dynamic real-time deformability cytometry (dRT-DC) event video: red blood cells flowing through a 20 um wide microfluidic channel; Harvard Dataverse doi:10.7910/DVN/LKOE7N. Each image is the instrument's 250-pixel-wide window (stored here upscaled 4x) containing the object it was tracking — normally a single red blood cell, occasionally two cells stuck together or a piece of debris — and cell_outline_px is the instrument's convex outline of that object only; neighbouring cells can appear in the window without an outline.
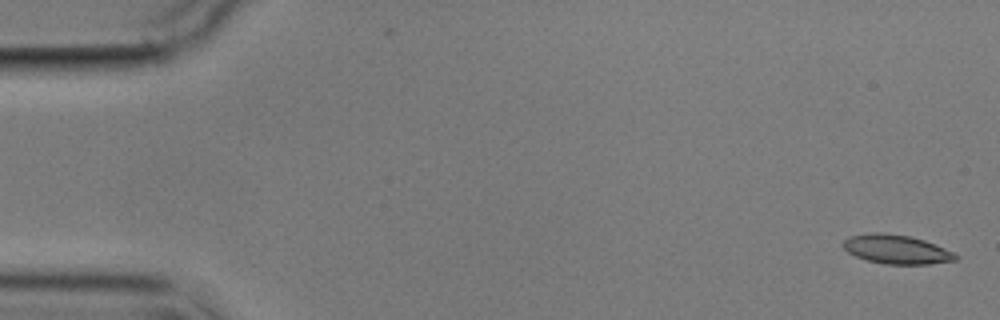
{"species": "common noctule bat (a hibernating species)", "species_latin": "Nyctalus noctula", "temperature_condition": "cold", "stored_images_in_passage": 5, "camera_frame_rate_fps": 3000, "um_per_image_px": 0.085, "animal": {"sex": "male", "body_mass_g": 17.9}, "frame": {"image": 1, "passage_image": 1, "time_ms": 0.0, "image_size_px": [1000, 320], "cell_outline_px": [[960, 256], [956, 260], [928, 264], [884, 264], [868, 260], [856, 256], [848, 252], [840, 244], [844, 240], [852, 236], [872, 232], [884, 232], [908, 236], [924, 240], [944, 248]], "centroid_in_image_um": [76.19, 21.19], "position_along_channel_um": 8.8, "area_um2": 18.9}}
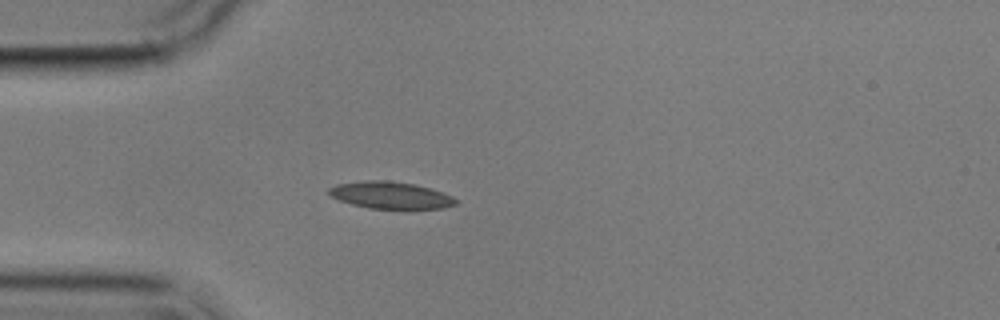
{"frame": {"image": 2, "passage_image": 5, "time_ms": 4.667, "image_size_px": [1000, 320], "cell_outline_px": [[460, 200], [456, 204], [444, 208], [368, 208], [352, 204], [340, 200], [332, 196], [328, 192], [328, 188], [336, 184], [364, 180], [388, 180], [416, 184], [432, 188], [444, 192]], "centroid_in_image_um": [33.24, 16.57], "position_along_channel_um": 51.8, "area_um2": 20.06}}